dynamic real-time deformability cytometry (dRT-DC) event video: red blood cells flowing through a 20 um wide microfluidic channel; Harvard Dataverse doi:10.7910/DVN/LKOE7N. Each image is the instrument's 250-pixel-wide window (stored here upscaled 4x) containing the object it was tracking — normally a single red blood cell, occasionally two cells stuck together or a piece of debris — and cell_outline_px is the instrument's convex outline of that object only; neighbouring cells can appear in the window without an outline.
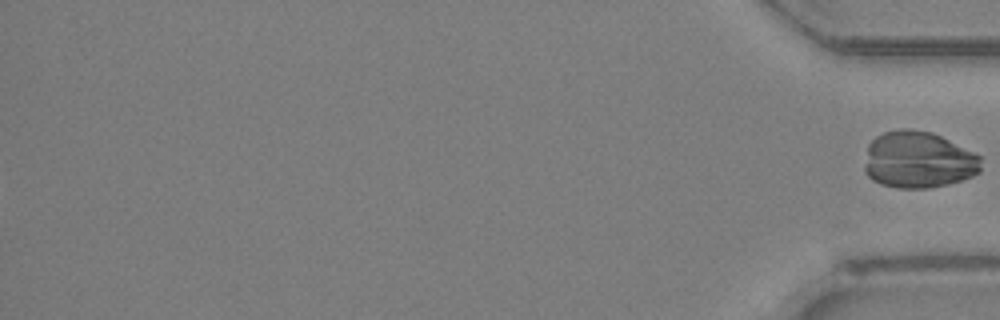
{"species": "Egyptian fruit bat (a non-hibernating species)", "species_latin": "Rousettus aegyptiacus", "temperature_condition": "room temperature", "stored_images_in_passage": 30, "segment_of_instrument_passage": [2, 2], "camera_frame_rate_fps": 3000, "um_per_image_px": 0.085, "animal": {"sex": "female"}, "frame": {"image": 1, "passage_image": 30, "time_ms": 9.667, "image_size_px": [1000, 320], "cell_outline_px": [[980, 172], [972, 176], [948, 184], [928, 188], [896, 188], [880, 184], [872, 180], [864, 172], [864, 168], [868, 144], [876, 136], [884, 132], [904, 128], [908, 128], [932, 132], [980, 156]], "centroid_in_image_um": [78.01, 13.6], "position_along_channel_um": 357.2, "area_um2": 38.49}}